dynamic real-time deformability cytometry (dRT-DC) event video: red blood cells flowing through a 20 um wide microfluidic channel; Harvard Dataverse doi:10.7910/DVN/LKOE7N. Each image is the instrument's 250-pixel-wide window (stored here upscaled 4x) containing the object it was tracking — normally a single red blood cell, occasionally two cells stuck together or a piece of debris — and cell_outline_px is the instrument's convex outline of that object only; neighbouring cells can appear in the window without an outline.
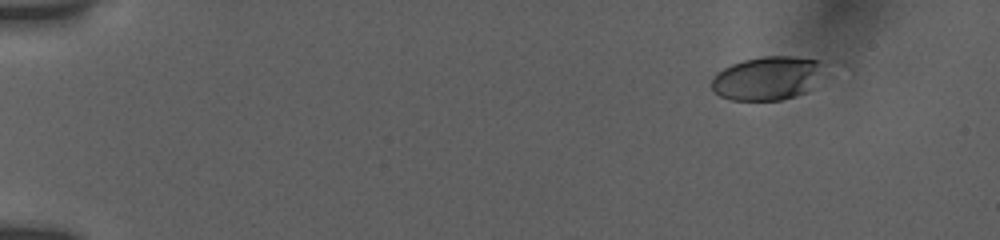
{"species": "human", "species_latin": "Homo sapiens", "temperature_condition": "room temperature", "stored_images_in_passage": 51, "camera_frame_rate_fps": 3000, "um_per_image_px": 0.085, "donor": {"sex": "female"}, "frame": {"image": 1, "passage_image": 1, "time_ms": 0.0, "image_size_px": [1000, 240], "cell_outline_px": [[836, 68], [832, 76], [804, 92], [796, 96], [780, 100], [728, 100], [720, 96], [712, 88], [712, 76], [716, 72], [732, 64], [744, 60], [764, 56], [796, 56], [820, 60]], "centroid_in_image_um": [65.47, 6.62], "position_along_channel_um": 19.5, "area_um2": 30.23}}
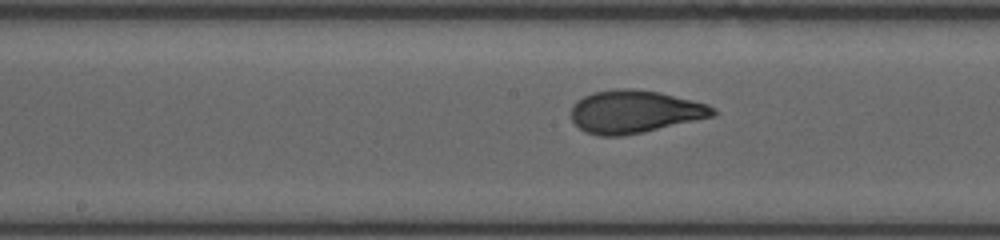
{"frame": {"image": 2, "passage_image": 32, "time_ms": 8.0, "image_size_px": [1000, 240], "cell_outline_px": [[720, 112], [716, 116], [644, 132], [620, 136], [600, 136], [584, 132], [572, 120], [572, 104], [576, 100], [592, 92], [616, 88], [632, 88], [660, 92], [708, 104], [716, 108]], "centroid_in_image_um": [53.98, 9.49], "position_along_channel_um": 194.2, "area_um2": 35.78}}
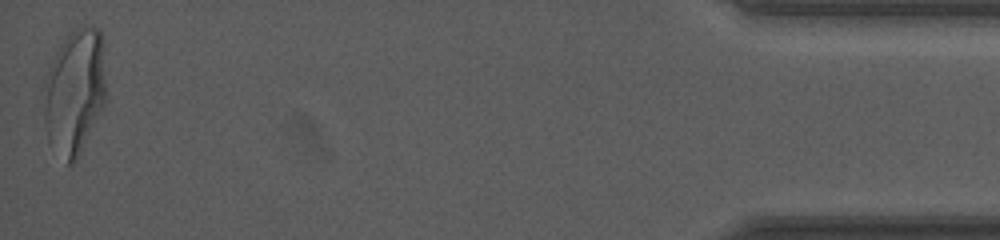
{"frame": {"image": 3, "passage_image": 51, "time_ms": 16.333, "image_size_px": [1000, 240], "cell_outline_px": [[104, 104], [80, 152], [72, 164], [68, 164], [48, 144], [44, 128], [44, 80], [52, 60], [60, 44], [72, 32], [84, 24], [100, 28], [104, 40]], "centroid_in_image_um": [6.32, 7.77], "position_along_channel_um": 428.9, "area_um2": 45.49}, "authors_computed_cell_mechanics": {"area_um2": 34.2176, "velocity_mm_per_s": 3.7884, "shape_relaxation_time_tau1_ms": 5.5066, "shape_relaxation_time_tau2_ms": null, "deformation_change_tau1": 0.2151, "deformation_change_tau2": null}}